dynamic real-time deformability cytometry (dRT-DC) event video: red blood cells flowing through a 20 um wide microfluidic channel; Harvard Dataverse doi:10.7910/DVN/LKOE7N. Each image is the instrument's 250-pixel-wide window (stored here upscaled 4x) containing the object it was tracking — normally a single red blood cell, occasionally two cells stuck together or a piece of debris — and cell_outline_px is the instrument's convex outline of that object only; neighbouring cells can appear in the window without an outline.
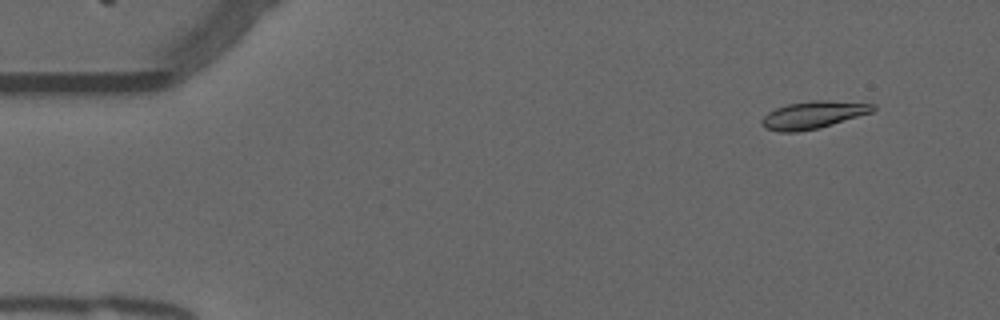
{"species": "common noctule bat (a hibernating species)", "species_latin": "Nyctalus noctula", "temperature_condition": "warm", "stored_images_in_passage": 55, "camera_frame_rate_fps": 3000, "um_per_image_px": 0.085, "animal": {"sex": "male", "forearm_length_mm": 52.5}, "frame": {"image": 1, "passage_image": 5, "time_ms": 1.333, "image_size_px": [1000, 320], "cell_outline_px": [[876, 108], [872, 112], [820, 128], [796, 132], [776, 132], [764, 128], [760, 124], [760, 120], [768, 112], [776, 108], [788, 104], [812, 100], [828, 100], [876, 104]], "centroid_in_image_um": [69.09, 9.77], "position_along_channel_um": 15.9, "area_um2": 17.92}}
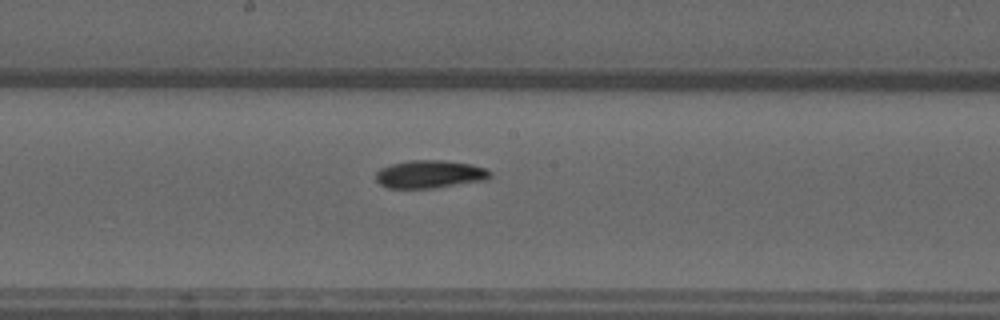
{"frame": {"image": 2, "passage_image": 29, "time_ms": 9.333, "image_size_px": [1000, 320], "cell_outline_px": [[492, 176], [488, 180], [436, 188], [388, 188], [380, 184], [376, 180], [376, 172], [380, 168], [392, 164], [408, 160], [444, 160], [472, 164], [484, 168], [492, 172]], "centroid_in_image_um": [36.57, 14.81], "position_along_channel_um": 211.6, "area_um2": 18.84}}
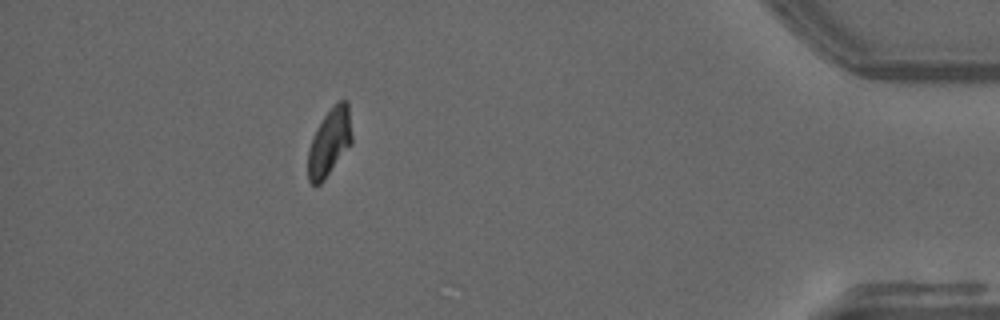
{"frame": {"image": 3, "passage_image": 49, "time_ms": 16.0, "image_size_px": [1000, 320], "cell_outline_px": [[352, 144], [324, 180], [320, 184], [312, 184], [308, 180], [308, 148], [312, 136], [316, 128], [324, 116], [340, 100], [348, 100], [352, 136]], "centroid_in_image_um": [28.01, 12.1], "position_along_channel_um": 407.2, "area_um2": 17.28}}